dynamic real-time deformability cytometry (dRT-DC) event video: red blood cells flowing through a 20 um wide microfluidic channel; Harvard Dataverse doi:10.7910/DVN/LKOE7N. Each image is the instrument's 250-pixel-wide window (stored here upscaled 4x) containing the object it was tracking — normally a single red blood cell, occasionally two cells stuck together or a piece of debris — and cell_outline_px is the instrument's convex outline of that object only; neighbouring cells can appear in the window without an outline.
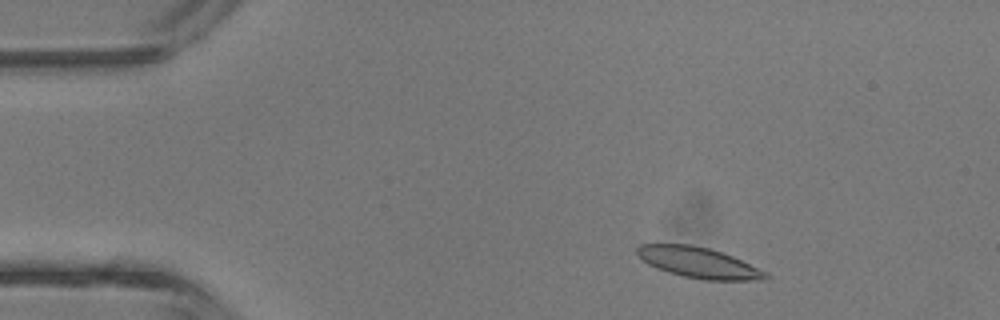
{"species": "common noctule bat (a hibernating species)", "species_latin": "Nyctalus noctula", "temperature_condition": "room temperature", "stored_images_in_passage": 4, "camera_frame_rate_fps": 3000, "um_per_image_px": 0.085, "animal": {"sex": "male", "body_mass_g": 13.3}, "frame": {"image": 1, "passage_image": 1, "time_ms": 0.0, "image_size_px": [1000, 320], "cell_outline_px": [[772, 276], [768, 280], [704, 280], [684, 276], [668, 272], [656, 268], [648, 264], [636, 252], [636, 248], [640, 244], [692, 244], [708, 248], [732, 256], [768, 272]], "centroid_in_image_um": [59.43, 22.33], "position_along_channel_um": 25.6, "area_um2": 23.0}}
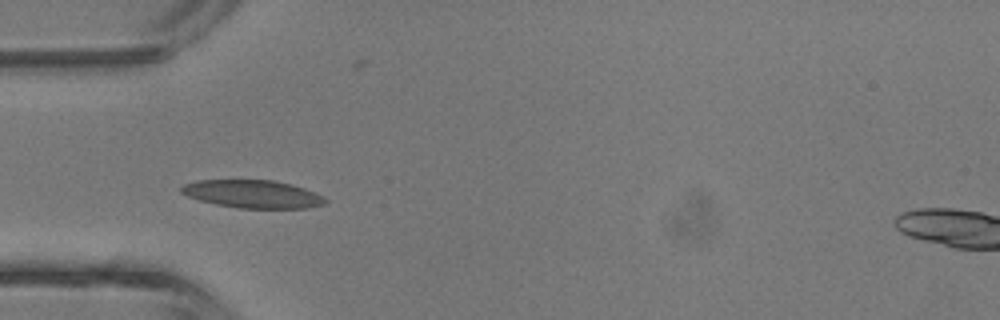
{"frame": {"image": 2, "passage_image": 3, "time_ms": 2.333, "image_size_px": [1000, 320], "cell_outline_px": [[328, 200], [324, 204], [308, 208], [240, 208], [216, 204], [200, 200], [188, 196], [180, 192], [180, 188], [184, 184], [196, 180], [272, 180], [292, 184], [304, 188], [324, 196]], "centroid_in_image_um": [21.49, 16.49], "position_along_channel_um": 63.5, "area_um2": 23.41}}
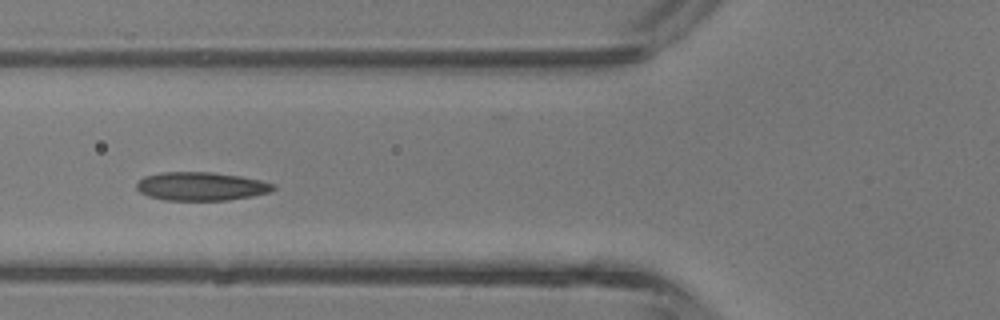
{"frame": {"image": 3, "passage_image": 4, "time_ms": 3.333, "image_size_px": [1000, 320], "cell_outline_px": [[276, 188], [268, 192], [252, 196], [228, 200], [164, 200], [148, 196], [140, 192], [136, 188], [136, 184], [144, 176], [160, 172], [212, 172], [240, 176], [260, 180], [276, 184]], "centroid_in_image_um": [17.09, 15.83], "position_along_channel_um": 108.7, "area_um2": 22.72}}